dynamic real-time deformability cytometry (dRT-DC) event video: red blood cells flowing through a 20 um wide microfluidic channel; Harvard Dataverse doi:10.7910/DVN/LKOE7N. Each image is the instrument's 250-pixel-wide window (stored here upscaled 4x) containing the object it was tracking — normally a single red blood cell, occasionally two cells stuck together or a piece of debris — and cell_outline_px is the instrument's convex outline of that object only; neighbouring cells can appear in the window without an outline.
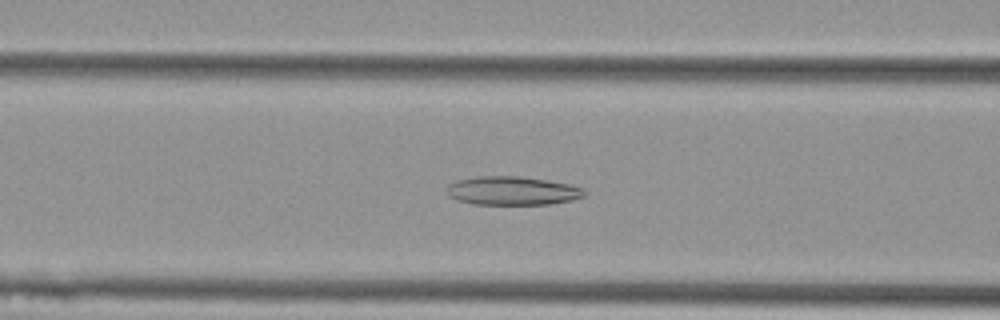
{"species": "Egyptian fruit bat (a non-hibernating species)", "species_latin": "Rousettus aegyptiacus", "temperature_condition": "cold", "stored_images_in_passage": 41, "camera_frame_rate_fps": 3000, "um_per_image_px": 0.085, "animal": {"sex": "female"}, "frame": {"image": 1, "passage_image": 12, "time_ms": 3.667, "image_size_px": [1000, 320], "cell_outline_px": [[588, 192], [584, 196], [572, 200], [548, 204], [476, 204], [460, 200], [448, 196], [448, 184], [456, 180], [480, 176], [520, 176], [568, 184], [584, 188]], "centroid_in_image_um": [43.57, 16.21], "position_along_channel_um": 123.0, "area_um2": 22.77}}
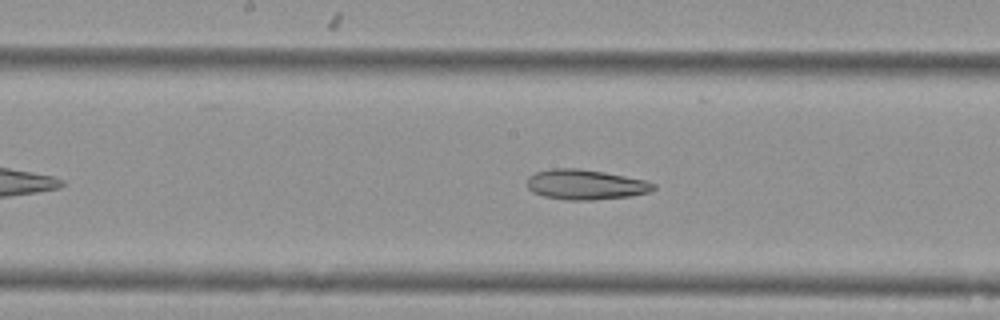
{"frame": {"image": 2, "passage_image": 18, "time_ms": 5.667, "image_size_px": [1000, 320], "cell_outline_px": [[656, 188], [648, 192], [632, 196], [592, 200], [564, 200], [544, 196], [532, 192], [528, 188], [528, 176], [536, 172], [552, 168], [580, 168], [604, 172], [644, 180], [656, 184]], "centroid_in_image_um": [49.76, 15.69], "position_along_channel_um": 198.4, "area_um2": 22.2}}
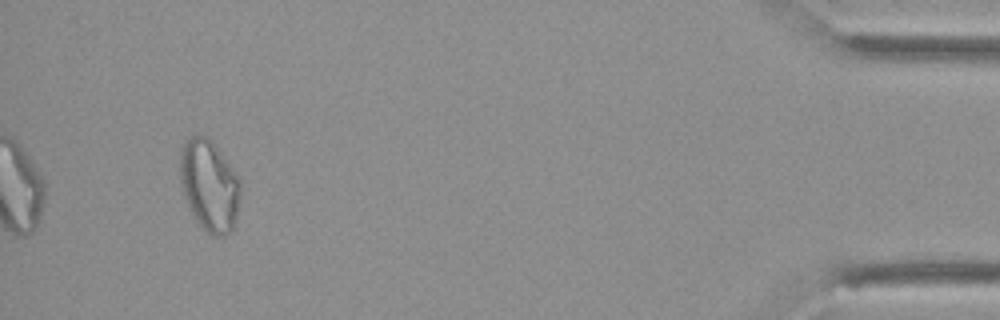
{"frame": {"image": 3, "passage_image": 41, "time_ms": 13.333, "image_size_px": [1000, 320], "cell_outline_px": [[240, 196], [236, 216], [232, 232], [224, 236], [212, 236], [192, 216], [188, 208], [184, 196], [180, 180], [180, 148], [184, 140], [192, 136], [208, 136], [212, 140], [232, 168], [240, 180]], "centroid_in_image_um": [17.78, 15.76], "position_along_channel_um": 417.4, "area_um2": 32.31}}